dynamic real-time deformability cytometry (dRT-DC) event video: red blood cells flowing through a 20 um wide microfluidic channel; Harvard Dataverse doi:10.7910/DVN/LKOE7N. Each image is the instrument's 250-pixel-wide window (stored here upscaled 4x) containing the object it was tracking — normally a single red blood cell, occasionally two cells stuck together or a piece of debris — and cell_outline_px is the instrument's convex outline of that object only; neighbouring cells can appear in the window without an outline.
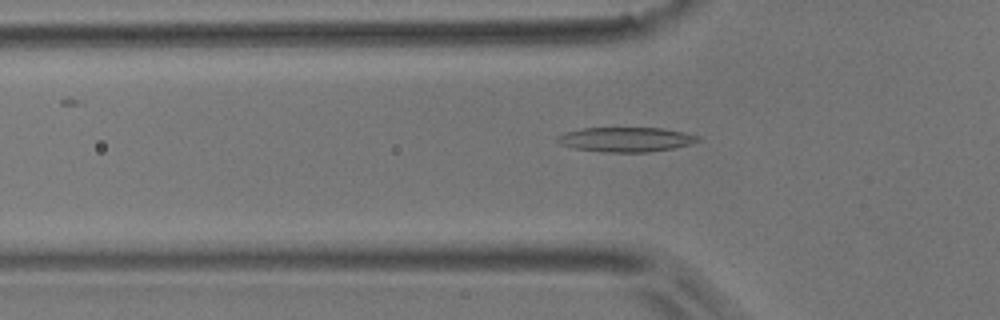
{"species": "common noctule bat (a hibernating species)", "species_latin": "Nyctalus noctula", "temperature_condition": "room temperature", "stored_images_in_passage": 53, "camera_frame_rate_fps": 3000, "um_per_image_px": 0.085, "animal": {"sex": "male", "body_mass_g": 17.9}, "frame": {"image": 1, "passage_image": 17, "time_ms": 5.333, "image_size_px": [1000, 320], "cell_outline_px": [[700, 140], [688, 144], [672, 148], [648, 152], [608, 152], [576, 148], [560, 144], [556, 140], [556, 136], [564, 132], [580, 128], [660, 128], [684, 132], [700, 136]], "centroid_in_image_um": [53.17, 11.84], "position_along_channel_um": 72.6, "area_um2": 20.0}}
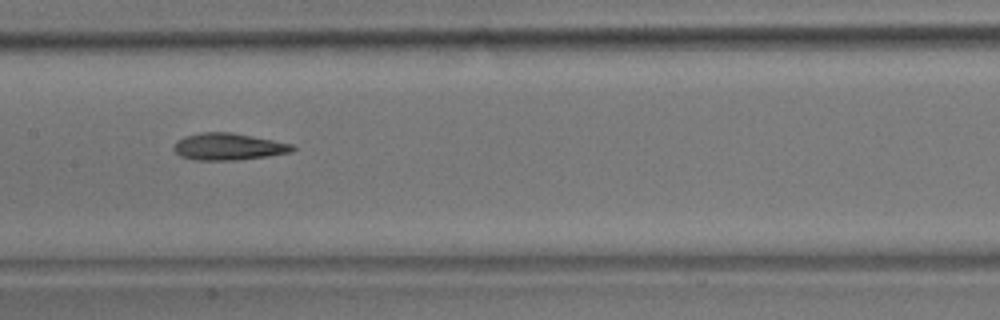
{"frame": {"image": 2, "passage_image": 26, "time_ms": 8.333, "image_size_px": [1000, 320], "cell_outline_px": [[296, 148], [292, 152], [268, 156], [236, 160], [196, 160], [180, 156], [172, 148], [176, 140], [184, 136], [204, 132], [232, 132], [292, 144]], "centroid_in_image_um": [19.39, 12.46], "position_along_channel_um": 188.0, "area_um2": 18.61}}
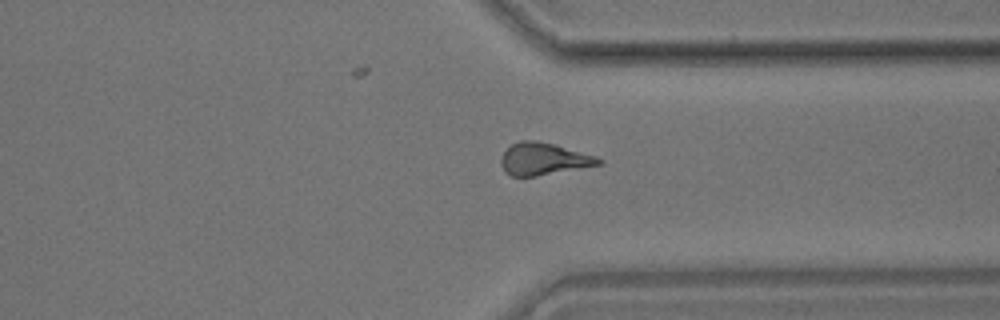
{"frame": {"image": 3, "passage_image": 40, "time_ms": 13.0, "image_size_px": [1000, 320], "cell_outline_px": [[604, 164], [536, 176], [512, 176], [504, 172], [500, 164], [500, 160], [504, 152], [512, 144], [520, 140], [536, 140], [556, 144], [596, 156], [604, 160]], "centroid_in_image_um": [46.22, 13.51], "position_along_channel_um": 365.2, "area_um2": 18.5}, "authors_computed_cell_mechanics": {"area_um2": 18.4382, "velocity_mm_per_s": 3.8184, "shape_relaxation_time_tau1_ms": 10.7729, "shape_relaxation_time_tau2_ms": 4.4223, "deformation_change_tau1": 0.2527, "deformation_change_tau2": 0.1428}}